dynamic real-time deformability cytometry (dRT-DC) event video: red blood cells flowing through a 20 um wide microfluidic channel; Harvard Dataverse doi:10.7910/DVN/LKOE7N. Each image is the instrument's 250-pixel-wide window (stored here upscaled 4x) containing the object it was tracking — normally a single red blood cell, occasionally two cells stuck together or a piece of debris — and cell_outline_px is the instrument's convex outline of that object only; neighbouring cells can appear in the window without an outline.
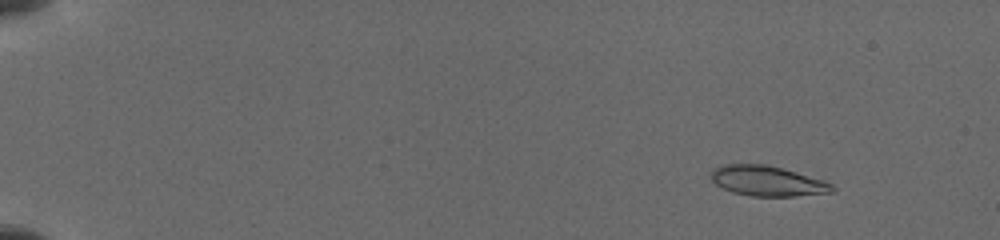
{"species": "common noctule bat (a hibernating species)", "species_latin": "Nyctalus noctula", "temperature_condition": "cold", "stored_images_in_passage": 48, "camera_frame_rate_fps": 3000, "um_per_image_px": 0.085, "animal": {"sex": "female", "body_mass_g": 19.5, "forearm_length_mm": 54.1}, "frame": {"image": 1, "passage_image": 3, "time_ms": 1.667, "image_size_px": [1000, 240], "cell_outline_px": [[836, 192], [792, 196], [752, 196], [732, 192], [716, 184], [708, 176], [712, 168], [720, 164], [768, 164], [824, 180], [832, 184], [836, 188]], "centroid_in_image_um": [65.21, 15.37], "position_along_channel_um": 19.8, "area_um2": 21.56}}
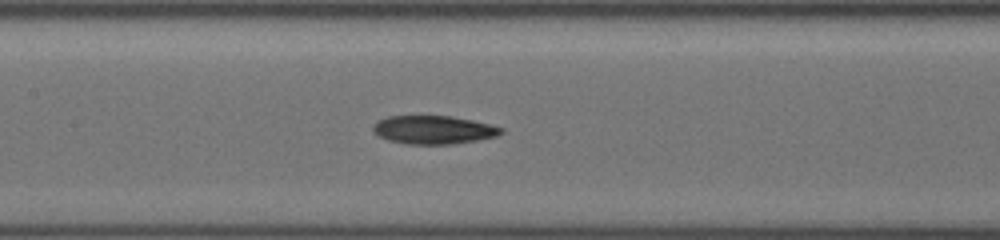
{"frame": {"image": 2, "passage_image": 23, "time_ms": 9.0, "image_size_px": [1000, 240], "cell_outline_px": [[504, 132], [496, 136], [476, 140], [452, 144], [408, 144], [388, 140], [380, 136], [372, 128], [372, 124], [376, 120], [388, 116], [452, 116], [472, 120], [504, 128]], "centroid_in_image_um": [36.83, 11.03], "position_along_channel_um": 170.6, "area_um2": 21.1}}
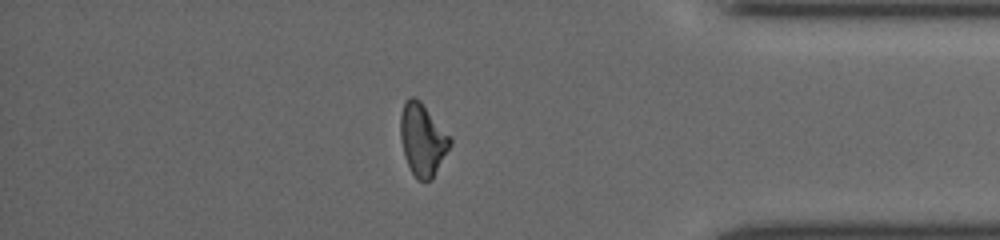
{"frame": {"image": 3, "passage_image": 42, "time_ms": 15.333, "image_size_px": [1000, 240], "cell_outline_px": [[452, 144], [432, 180], [416, 180], [404, 156], [400, 136], [400, 116], [404, 100], [408, 96], [412, 96], [420, 100], [452, 140]], "centroid_in_image_um": [35.9, 11.86], "position_along_channel_um": 399.3, "area_um2": 20.87}}